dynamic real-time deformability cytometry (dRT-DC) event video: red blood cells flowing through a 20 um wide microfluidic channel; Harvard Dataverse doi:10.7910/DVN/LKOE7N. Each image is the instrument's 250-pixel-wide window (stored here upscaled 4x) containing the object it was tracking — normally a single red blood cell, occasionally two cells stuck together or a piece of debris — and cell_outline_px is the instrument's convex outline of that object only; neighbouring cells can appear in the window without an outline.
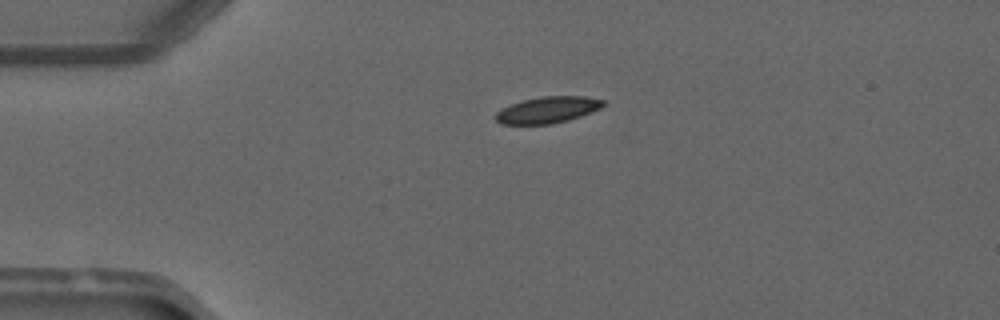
{"species": "common noctule bat (a hibernating species)", "species_latin": "Nyctalus noctula", "temperature_condition": "warm", "stored_images_in_passage": 47, "camera_frame_rate_fps": 3000, "um_per_image_px": 0.085, "animal": {"sex": "male", "forearm_length_mm": 52.5}, "frame": {"image": 1, "passage_image": 9, "time_ms": 2.667, "image_size_px": [1000, 320], "cell_outline_px": [[604, 104], [600, 108], [580, 116], [568, 120], [552, 124], [500, 124], [496, 120], [496, 112], [520, 100], [540, 96], [584, 96], [604, 100]], "centroid_in_image_um": [46.54, 9.33], "position_along_channel_um": 38.5, "area_um2": 16.47}}
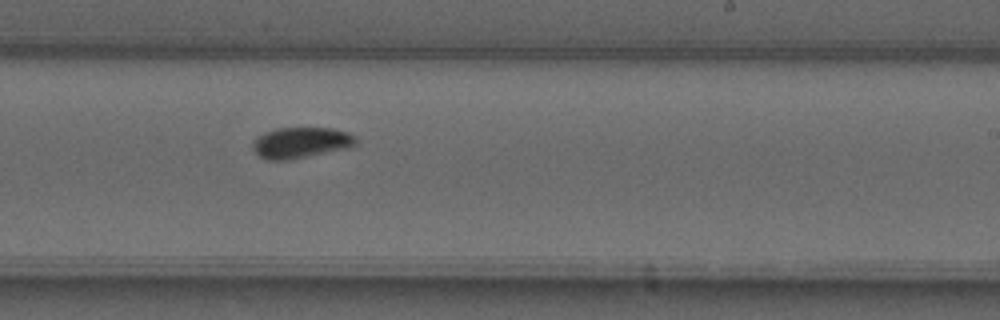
{"frame": {"image": 2, "passage_image": 28, "time_ms": 9.0, "image_size_px": [1000, 320], "cell_outline_px": [[356, 144], [352, 148], [288, 160], [268, 160], [260, 156], [252, 148], [252, 140], [256, 136], [264, 132], [276, 128], [332, 128], [348, 132], [356, 136]], "centroid_in_image_um": [25.59, 12.12], "position_along_channel_um": 263.4, "area_um2": 18.9}}
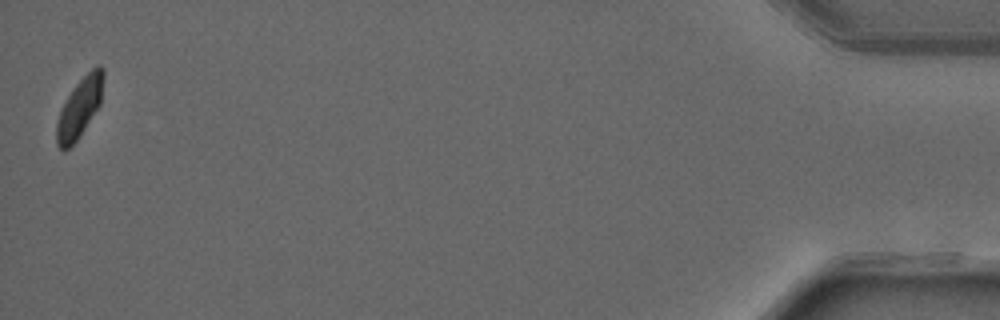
{"frame": {"image": 3, "passage_image": 47, "time_ms": 15.333, "image_size_px": [1000, 320], "cell_outline_px": [[104, 80], [100, 104], [80, 136], [64, 152], [56, 144], [56, 120], [60, 108], [76, 84], [96, 64], [100, 64], [104, 68]], "centroid_in_image_um": [6.76, 9.14], "position_along_channel_um": 428.4, "area_um2": 16.36}, "authors_computed_cell_mechanics": {"area_um2": 16.9932, "velocity_mm_per_s": 4.0943, "shape_relaxation_time_tau1_ms": 5.3515, "shape_relaxation_time_tau2_ms": null, "deformation_change_tau1": 0.1466, "deformation_change_tau2": null}}